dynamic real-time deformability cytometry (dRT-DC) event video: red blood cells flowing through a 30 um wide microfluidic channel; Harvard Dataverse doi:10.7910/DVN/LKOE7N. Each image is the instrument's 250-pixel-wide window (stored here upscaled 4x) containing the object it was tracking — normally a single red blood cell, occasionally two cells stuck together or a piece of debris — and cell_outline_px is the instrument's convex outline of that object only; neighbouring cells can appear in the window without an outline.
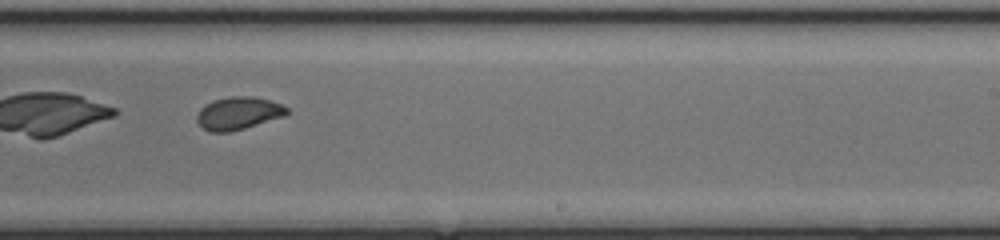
{"species": "common noctule bat (a hibernating species)", "species_latin": "Nyctalus noctula", "temperature_condition": "cold", "stored_images_in_passage": 45, "camera_frame_rate_fps": 3000, "um_per_image_px": 0.085, "animal": {"sex": "female", "body_mass_g": 17.0, "forearm_length_mm": 48.0}, "frame": {"image": 1, "passage_image": 28, "time_ms": 9.0, "image_size_px": [1000, 240], "cell_outline_px": [[288, 112], [284, 116], [244, 128], [228, 132], [212, 132], [204, 128], [196, 120], [196, 116], [200, 108], [204, 104], [212, 100], [232, 96], [252, 96], [268, 100], [280, 104], [288, 108]], "centroid_in_image_um": [20.22, 9.61], "position_along_channel_um": 268.8, "area_um2": 16.99}}
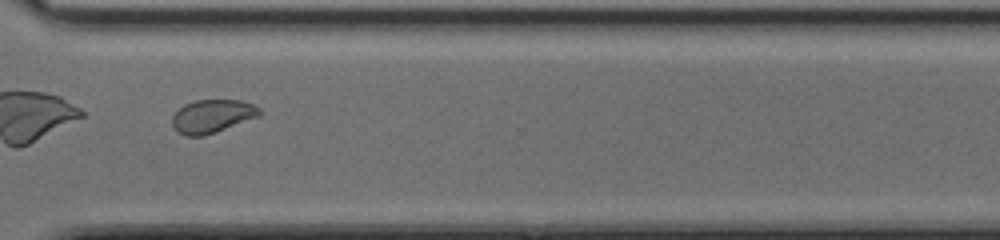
{"frame": {"image": 2, "passage_image": 34, "time_ms": 11.0, "image_size_px": [1000, 240], "cell_outline_px": [[260, 116], [216, 132], [204, 136], [184, 136], [172, 124], [172, 116], [184, 104], [196, 100], [240, 100], [252, 104], [260, 108]], "centroid_in_image_um": [18.05, 9.87], "position_along_channel_um": 352.6, "area_um2": 16.82}, "authors_computed_cell_mechanics": {"area_um2": 18.0336, "velocity_mm_per_s": 4.1866, "shape_relaxation_time_tau1_ms": 2.6326, "shape_relaxation_time_tau2_ms": 1.2214, "deformation_change_tau1": 0.0923, "deformation_change_tau2": 0.0448}}